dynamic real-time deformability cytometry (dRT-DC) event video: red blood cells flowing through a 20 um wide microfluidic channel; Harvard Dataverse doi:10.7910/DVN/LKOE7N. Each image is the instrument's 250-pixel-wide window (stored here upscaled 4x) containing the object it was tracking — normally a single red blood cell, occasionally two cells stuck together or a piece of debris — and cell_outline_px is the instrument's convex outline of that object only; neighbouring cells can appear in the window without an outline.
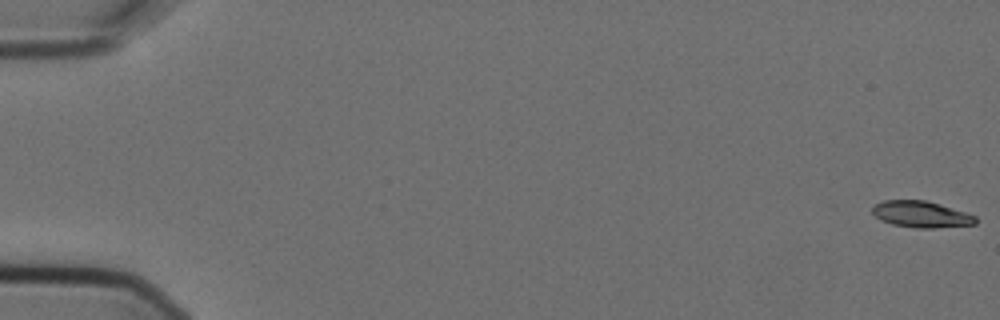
{"species": "Egyptian fruit bat (a non-hibernating species)", "species_latin": "Rousettus aegyptiacus", "temperature_condition": "cold", "stored_images_in_passage": 6, "camera_frame_rate_fps": 3000, "um_per_image_px": 0.085, "animal": {"sex": "female"}, "frame": {"image": 1, "passage_image": 1, "time_ms": 0.0, "image_size_px": [1000, 320], "cell_outline_px": [[976, 224], [932, 228], [916, 228], [892, 224], [880, 220], [872, 212], [872, 208], [876, 204], [884, 200], [924, 200], [940, 204], [976, 216]], "centroid_in_image_um": [78.28, 18.22], "position_along_channel_um": 6.7, "area_um2": 15.72}}
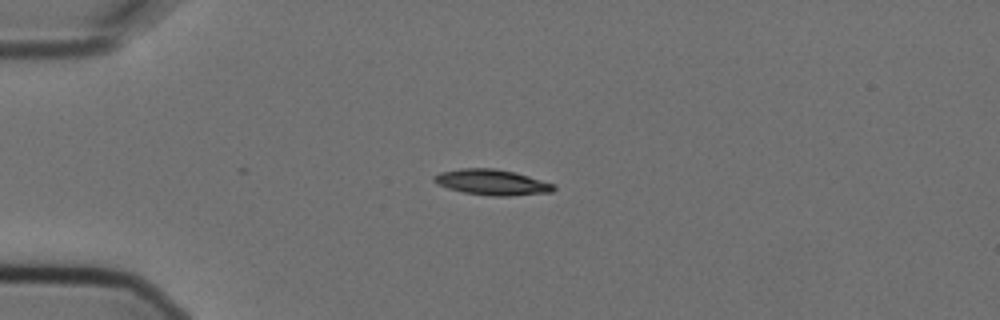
{"frame": {"image": 2, "passage_image": 5, "time_ms": 1.333, "image_size_px": [1000, 320], "cell_outline_px": [[556, 188], [552, 192], [508, 196], [492, 196], [464, 192], [448, 188], [436, 184], [432, 180], [432, 176], [440, 172], [460, 168], [496, 168], [528, 176], [556, 184]], "centroid_in_image_um": [41.8, 15.49], "position_along_channel_um": 43.2, "area_um2": 17.92}}